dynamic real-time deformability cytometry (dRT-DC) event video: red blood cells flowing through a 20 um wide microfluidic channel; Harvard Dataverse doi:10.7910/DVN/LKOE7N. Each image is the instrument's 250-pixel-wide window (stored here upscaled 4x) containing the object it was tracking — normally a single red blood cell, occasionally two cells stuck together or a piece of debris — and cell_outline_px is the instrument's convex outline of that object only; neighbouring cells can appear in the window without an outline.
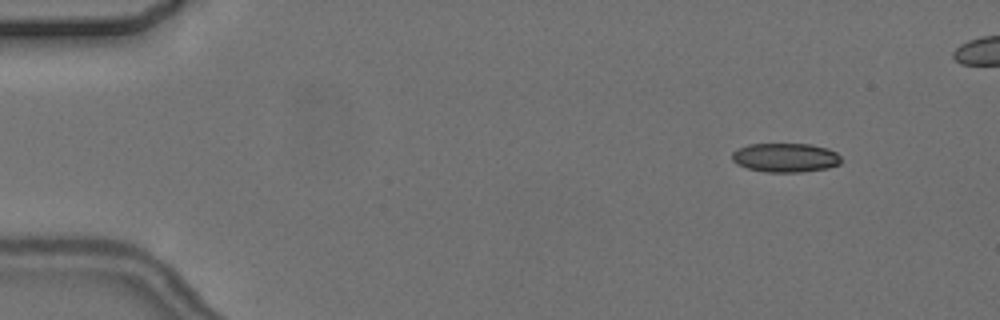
{"species": "common noctule bat (a hibernating species)", "species_latin": "Nyctalus noctula", "temperature_condition": "cold", "stored_images_in_passage": 5, "camera_frame_rate_fps": 3000, "um_per_image_px": 0.085, "animal": {"sex": "female", "body_mass_g": 24.6, "forearm_length_mm": 56.2}, "frame": {"image": 1, "passage_image": 2, "time_ms": 1.333, "image_size_px": [1000, 320], "cell_outline_px": [[840, 164], [828, 168], [800, 172], [768, 172], [748, 168], [736, 164], [732, 160], [732, 152], [748, 144], [808, 144], [828, 148], [836, 152], [840, 156]], "centroid_in_image_um": [66.76, 13.4], "position_along_channel_um": 18.2, "area_um2": 18.44}}